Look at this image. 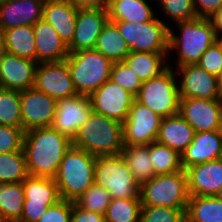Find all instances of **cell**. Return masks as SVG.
<instances>
[{
	"mask_svg": "<svg viewBox=\"0 0 222 222\" xmlns=\"http://www.w3.org/2000/svg\"><path fill=\"white\" fill-rule=\"evenodd\" d=\"M142 206L187 208L189 192L186 171L158 174L140 186Z\"/></svg>",
	"mask_w": 222,
	"mask_h": 222,
	"instance_id": "obj_7",
	"label": "cell"
},
{
	"mask_svg": "<svg viewBox=\"0 0 222 222\" xmlns=\"http://www.w3.org/2000/svg\"><path fill=\"white\" fill-rule=\"evenodd\" d=\"M79 9L86 8H107V0H69Z\"/></svg>",
	"mask_w": 222,
	"mask_h": 222,
	"instance_id": "obj_47",
	"label": "cell"
},
{
	"mask_svg": "<svg viewBox=\"0 0 222 222\" xmlns=\"http://www.w3.org/2000/svg\"><path fill=\"white\" fill-rule=\"evenodd\" d=\"M110 80L124 88L134 97L138 95L143 83L124 61L113 63Z\"/></svg>",
	"mask_w": 222,
	"mask_h": 222,
	"instance_id": "obj_39",
	"label": "cell"
},
{
	"mask_svg": "<svg viewBox=\"0 0 222 222\" xmlns=\"http://www.w3.org/2000/svg\"><path fill=\"white\" fill-rule=\"evenodd\" d=\"M72 140L52 126L25 132L23 151L30 176L54 178Z\"/></svg>",
	"mask_w": 222,
	"mask_h": 222,
	"instance_id": "obj_1",
	"label": "cell"
},
{
	"mask_svg": "<svg viewBox=\"0 0 222 222\" xmlns=\"http://www.w3.org/2000/svg\"><path fill=\"white\" fill-rule=\"evenodd\" d=\"M79 8L69 0L45 1L43 19L58 32L61 40L68 46L74 36Z\"/></svg>",
	"mask_w": 222,
	"mask_h": 222,
	"instance_id": "obj_23",
	"label": "cell"
},
{
	"mask_svg": "<svg viewBox=\"0 0 222 222\" xmlns=\"http://www.w3.org/2000/svg\"><path fill=\"white\" fill-rule=\"evenodd\" d=\"M23 182H0V212L6 222H18L23 214Z\"/></svg>",
	"mask_w": 222,
	"mask_h": 222,
	"instance_id": "obj_32",
	"label": "cell"
},
{
	"mask_svg": "<svg viewBox=\"0 0 222 222\" xmlns=\"http://www.w3.org/2000/svg\"><path fill=\"white\" fill-rule=\"evenodd\" d=\"M218 81H219V89L222 95V72L220 74V76L218 77Z\"/></svg>",
	"mask_w": 222,
	"mask_h": 222,
	"instance_id": "obj_50",
	"label": "cell"
},
{
	"mask_svg": "<svg viewBox=\"0 0 222 222\" xmlns=\"http://www.w3.org/2000/svg\"><path fill=\"white\" fill-rule=\"evenodd\" d=\"M73 210V201L60 200L50 206L37 222H70Z\"/></svg>",
	"mask_w": 222,
	"mask_h": 222,
	"instance_id": "obj_43",
	"label": "cell"
},
{
	"mask_svg": "<svg viewBox=\"0 0 222 222\" xmlns=\"http://www.w3.org/2000/svg\"><path fill=\"white\" fill-rule=\"evenodd\" d=\"M212 24L216 37L222 36V5L221 7L208 18Z\"/></svg>",
	"mask_w": 222,
	"mask_h": 222,
	"instance_id": "obj_48",
	"label": "cell"
},
{
	"mask_svg": "<svg viewBox=\"0 0 222 222\" xmlns=\"http://www.w3.org/2000/svg\"><path fill=\"white\" fill-rule=\"evenodd\" d=\"M4 52V30L0 26V53Z\"/></svg>",
	"mask_w": 222,
	"mask_h": 222,
	"instance_id": "obj_49",
	"label": "cell"
},
{
	"mask_svg": "<svg viewBox=\"0 0 222 222\" xmlns=\"http://www.w3.org/2000/svg\"><path fill=\"white\" fill-rule=\"evenodd\" d=\"M186 208L142 206L140 222H185Z\"/></svg>",
	"mask_w": 222,
	"mask_h": 222,
	"instance_id": "obj_40",
	"label": "cell"
},
{
	"mask_svg": "<svg viewBox=\"0 0 222 222\" xmlns=\"http://www.w3.org/2000/svg\"><path fill=\"white\" fill-rule=\"evenodd\" d=\"M194 136L195 130L178 113L162 118L156 141L182 154Z\"/></svg>",
	"mask_w": 222,
	"mask_h": 222,
	"instance_id": "obj_24",
	"label": "cell"
},
{
	"mask_svg": "<svg viewBox=\"0 0 222 222\" xmlns=\"http://www.w3.org/2000/svg\"><path fill=\"white\" fill-rule=\"evenodd\" d=\"M34 35L38 63L62 62L68 57L67 45L58 32L45 19L34 25Z\"/></svg>",
	"mask_w": 222,
	"mask_h": 222,
	"instance_id": "obj_22",
	"label": "cell"
},
{
	"mask_svg": "<svg viewBox=\"0 0 222 222\" xmlns=\"http://www.w3.org/2000/svg\"><path fill=\"white\" fill-rule=\"evenodd\" d=\"M140 198L111 199L105 211V222H140Z\"/></svg>",
	"mask_w": 222,
	"mask_h": 222,
	"instance_id": "obj_34",
	"label": "cell"
},
{
	"mask_svg": "<svg viewBox=\"0 0 222 222\" xmlns=\"http://www.w3.org/2000/svg\"><path fill=\"white\" fill-rule=\"evenodd\" d=\"M92 111L124 123L135 97L110 79L89 96Z\"/></svg>",
	"mask_w": 222,
	"mask_h": 222,
	"instance_id": "obj_11",
	"label": "cell"
},
{
	"mask_svg": "<svg viewBox=\"0 0 222 222\" xmlns=\"http://www.w3.org/2000/svg\"><path fill=\"white\" fill-rule=\"evenodd\" d=\"M222 5V0H193L197 18H210Z\"/></svg>",
	"mask_w": 222,
	"mask_h": 222,
	"instance_id": "obj_45",
	"label": "cell"
},
{
	"mask_svg": "<svg viewBox=\"0 0 222 222\" xmlns=\"http://www.w3.org/2000/svg\"><path fill=\"white\" fill-rule=\"evenodd\" d=\"M23 189L29 203H45L50 207L62 200L54 178L29 175L23 181Z\"/></svg>",
	"mask_w": 222,
	"mask_h": 222,
	"instance_id": "obj_30",
	"label": "cell"
},
{
	"mask_svg": "<svg viewBox=\"0 0 222 222\" xmlns=\"http://www.w3.org/2000/svg\"><path fill=\"white\" fill-rule=\"evenodd\" d=\"M96 156L72 146L63 156L54 180L63 200L74 201L94 184Z\"/></svg>",
	"mask_w": 222,
	"mask_h": 222,
	"instance_id": "obj_4",
	"label": "cell"
},
{
	"mask_svg": "<svg viewBox=\"0 0 222 222\" xmlns=\"http://www.w3.org/2000/svg\"><path fill=\"white\" fill-rule=\"evenodd\" d=\"M38 62L20 58L6 51L1 53L0 88L24 91L32 88Z\"/></svg>",
	"mask_w": 222,
	"mask_h": 222,
	"instance_id": "obj_18",
	"label": "cell"
},
{
	"mask_svg": "<svg viewBox=\"0 0 222 222\" xmlns=\"http://www.w3.org/2000/svg\"><path fill=\"white\" fill-rule=\"evenodd\" d=\"M109 21L107 8L79 9L74 36L67 46L68 52L94 49L98 36Z\"/></svg>",
	"mask_w": 222,
	"mask_h": 222,
	"instance_id": "obj_17",
	"label": "cell"
},
{
	"mask_svg": "<svg viewBox=\"0 0 222 222\" xmlns=\"http://www.w3.org/2000/svg\"><path fill=\"white\" fill-rule=\"evenodd\" d=\"M92 112V105L88 96L75 95L58 99L52 127L73 140L80 126L88 120Z\"/></svg>",
	"mask_w": 222,
	"mask_h": 222,
	"instance_id": "obj_16",
	"label": "cell"
},
{
	"mask_svg": "<svg viewBox=\"0 0 222 222\" xmlns=\"http://www.w3.org/2000/svg\"><path fill=\"white\" fill-rule=\"evenodd\" d=\"M169 28V68L197 64L202 54L217 41L214 29L209 19L196 18L190 21L178 22ZM179 32V34L177 33ZM178 34V35H177ZM175 53V58L171 55ZM177 56V57H176ZM175 60H174V59Z\"/></svg>",
	"mask_w": 222,
	"mask_h": 222,
	"instance_id": "obj_2",
	"label": "cell"
},
{
	"mask_svg": "<svg viewBox=\"0 0 222 222\" xmlns=\"http://www.w3.org/2000/svg\"><path fill=\"white\" fill-rule=\"evenodd\" d=\"M215 196L222 202V188Z\"/></svg>",
	"mask_w": 222,
	"mask_h": 222,
	"instance_id": "obj_51",
	"label": "cell"
},
{
	"mask_svg": "<svg viewBox=\"0 0 222 222\" xmlns=\"http://www.w3.org/2000/svg\"><path fill=\"white\" fill-rule=\"evenodd\" d=\"M178 80L180 98L222 99L218 77L198 64L174 68Z\"/></svg>",
	"mask_w": 222,
	"mask_h": 222,
	"instance_id": "obj_13",
	"label": "cell"
},
{
	"mask_svg": "<svg viewBox=\"0 0 222 222\" xmlns=\"http://www.w3.org/2000/svg\"><path fill=\"white\" fill-rule=\"evenodd\" d=\"M94 183L106 189L111 199L140 198V186L121 154L96 156Z\"/></svg>",
	"mask_w": 222,
	"mask_h": 222,
	"instance_id": "obj_6",
	"label": "cell"
},
{
	"mask_svg": "<svg viewBox=\"0 0 222 222\" xmlns=\"http://www.w3.org/2000/svg\"><path fill=\"white\" fill-rule=\"evenodd\" d=\"M161 121L160 115L134 99L123 123V144L148 145L156 141Z\"/></svg>",
	"mask_w": 222,
	"mask_h": 222,
	"instance_id": "obj_10",
	"label": "cell"
},
{
	"mask_svg": "<svg viewBox=\"0 0 222 222\" xmlns=\"http://www.w3.org/2000/svg\"><path fill=\"white\" fill-rule=\"evenodd\" d=\"M0 222H6V221L4 220V218H3L2 214H1V212H0Z\"/></svg>",
	"mask_w": 222,
	"mask_h": 222,
	"instance_id": "obj_54",
	"label": "cell"
},
{
	"mask_svg": "<svg viewBox=\"0 0 222 222\" xmlns=\"http://www.w3.org/2000/svg\"><path fill=\"white\" fill-rule=\"evenodd\" d=\"M4 51L20 58L37 62L33 25L4 30Z\"/></svg>",
	"mask_w": 222,
	"mask_h": 222,
	"instance_id": "obj_27",
	"label": "cell"
},
{
	"mask_svg": "<svg viewBox=\"0 0 222 222\" xmlns=\"http://www.w3.org/2000/svg\"><path fill=\"white\" fill-rule=\"evenodd\" d=\"M185 222H222V202L216 196H190Z\"/></svg>",
	"mask_w": 222,
	"mask_h": 222,
	"instance_id": "obj_31",
	"label": "cell"
},
{
	"mask_svg": "<svg viewBox=\"0 0 222 222\" xmlns=\"http://www.w3.org/2000/svg\"><path fill=\"white\" fill-rule=\"evenodd\" d=\"M70 222H105L103 214L87 211L77 207L73 202V210Z\"/></svg>",
	"mask_w": 222,
	"mask_h": 222,
	"instance_id": "obj_46",
	"label": "cell"
},
{
	"mask_svg": "<svg viewBox=\"0 0 222 222\" xmlns=\"http://www.w3.org/2000/svg\"><path fill=\"white\" fill-rule=\"evenodd\" d=\"M119 29L131 52L169 53V27L158 15L150 21H111Z\"/></svg>",
	"mask_w": 222,
	"mask_h": 222,
	"instance_id": "obj_9",
	"label": "cell"
},
{
	"mask_svg": "<svg viewBox=\"0 0 222 222\" xmlns=\"http://www.w3.org/2000/svg\"><path fill=\"white\" fill-rule=\"evenodd\" d=\"M24 135L22 127L0 125V154L23 150Z\"/></svg>",
	"mask_w": 222,
	"mask_h": 222,
	"instance_id": "obj_41",
	"label": "cell"
},
{
	"mask_svg": "<svg viewBox=\"0 0 222 222\" xmlns=\"http://www.w3.org/2000/svg\"><path fill=\"white\" fill-rule=\"evenodd\" d=\"M175 70L168 68L158 77L142 83L135 99L162 118L179 113L180 94Z\"/></svg>",
	"mask_w": 222,
	"mask_h": 222,
	"instance_id": "obj_8",
	"label": "cell"
},
{
	"mask_svg": "<svg viewBox=\"0 0 222 222\" xmlns=\"http://www.w3.org/2000/svg\"><path fill=\"white\" fill-rule=\"evenodd\" d=\"M217 42L219 43V45H220L221 48H222V36L217 37Z\"/></svg>",
	"mask_w": 222,
	"mask_h": 222,
	"instance_id": "obj_53",
	"label": "cell"
},
{
	"mask_svg": "<svg viewBox=\"0 0 222 222\" xmlns=\"http://www.w3.org/2000/svg\"><path fill=\"white\" fill-rule=\"evenodd\" d=\"M152 3L156 6V0H111L107 6L109 21L142 23L153 20L157 11Z\"/></svg>",
	"mask_w": 222,
	"mask_h": 222,
	"instance_id": "obj_25",
	"label": "cell"
},
{
	"mask_svg": "<svg viewBox=\"0 0 222 222\" xmlns=\"http://www.w3.org/2000/svg\"><path fill=\"white\" fill-rule=\"evenodd\" d=\"M149 155L154 173L171 174L183 171L181 154L168 146L154 141L149 144Z\"/></svg>",
	"mask_w": 222,
	"mask_h": 222,
	"instance_id": "obj_33",
	"label": "cell"
},
{
	"mask_svg": "<svg viewBox=\"0 0 222 222\" xmlns=\"http://www.w3.org/2000/svg\"><path fill=\"white\" fill-rule=\"evenodd\" d=\"M120 154L130 168L135 181L139 186L152 180L156 174L149 155L148 145H128L124 144Z\"/></svg>",
	"mask_w": 222,
	"mask_h": 222,
	"instance_id": "obj_28",
	"label": "cell"
},
{
	"mask_svg": "<svg viewBox=\"0 0 222 222\" xmlns=\"http://www.w3.org/2000/svg\"><path fill=\"white\" fill-rule=\"evenodd\" d=\"M168 54L169 53L133 51L127 55L124 62L144 82L158 77L169 68Z\"/></svg>",
	"mask_w": 222,
	"mask_h": 222,
	"instance_id": "obj_26",
	"label": "cell"
},
{
	"mask_svg": "<svg viewBox=\"0 0 222 222\" xmlns=\"http://www.w3.org/2000/svg\"><path fill=\"white\" fill-rule=\"evenodd\" d=\"M33 87L56 100L78 95L66 61L38 63Z\"/></svg>",
	"mask_w": 222,
	"mask_h": 222,
	"instance_id": "obj_14",
	"label": "cell"
},
{
	"mask_svg": "<svg viewBox=\"0 0 222 222\" xmlns=\"http://www.w3.org/2000/svg\"><path fill=\"white\" fill-rule=\"evenodd\" d=\"M94 50L103 54L113 63L124 61L131 52L118 27L111 21H108L103 27Z\"/></svg>",
	"mask_w": 222,
	"mask_h": 222,
	"instance_id": "obj_29",
	"label": "cell"
},
{
	"mask_svg": "<svg viewBox=\"0 0 222 222\" xmlns=\"http://www.w3.org/2000/svg\"><path fill=\"white\" fill-rule=\"evenodd\" d=\"M28 176L23 150L0 154V182H23Z\"/></svg>",
	"mask_w": 222,
	"mask_h": 222,
	"instance_id": "obj_35",
	"label": "cell"
},
{
	"mask_svg": "<svg viewBox=\"0 0 222 222\" xmlns=\"http://www.w3.org/2000/svg\"><path fill=\"white\" fill-rule=\"evenodd\" d=\"M156 7H160L161 13L165 14L163 19H161L166 25L171 28L173 27L171 23H178L184 21H190L196 19L195 9L193 6V0H156ZM164 17H167L164 21ZM171 19V20H170ZM171 22V23H170Z\"/></svg>",
	"mask_w": 222,
	"mask_h": 222,
	"instance_id": "obj_36",
	"label": "cell"
},
{
	"mask_svg": "<svg viewBox=\"0 0 222 222\" xmlns=\"http://www.w3.org/2000/svg\"><path fill=\"white\" fill-rule=\"evenodd\" d=\"M22 129L51 127L55 118L57 100L34 87L20 92Z\"/></svg>",
	"mask_w": 222,
	"mask_h": 222,
	"instance_id": "obj_12",
	"label": "cell"
},
{
	"mask_svg": "<svg viewBox=\"0 0 222 222\" xmlns=\"http://www.w3.org/2000/svg\"><path fill=\"white\" fill-rule=\"evenodd\" d=\"M65 61L78 95L89 96L110 79L113 62L94 49L69 53Z\"/></svg>",
	"mask_w": 222,
	"mask_h": 222,
	"instance_id": "obj_5",
	"label": "cell"
},
{
	"mask_svg": "<svg viewBox=\"0 0 222 222\" xmlns=\"http://www.w3.org/2000/svg\"><path fill=\"white\" fill-rule=\"evenodd\" d=\"M210 74L219 77L222 72V48L216 41L201 56L197 63Z\"/></svg>",
	"mask_w": 222,
	"mask_h": 222,
	"instance_id": "obj_42",
	"label": "cell"
},
{
	"mask_svg": "<svg viewBox=\"0 0 222 222\" xmlns=\"http://www.w3.org/2000/svg\"><path fill=\"white\" fill-rule=\"evenodd\" d=\"M218 132H219V135L222 139V120H221V124L219 125Z\"/></svg>",
	"mask_w": 222,
	"mask_h": 222,
	"instance_id": "obj_52",
	"label": "cell"
},
{
	"mask_svg": "<svg viewBox=\"0 0 222 222\" xmlns=\"http://www.w3.org/2000/svg\"><path fill=\"white\" fill-rule=\"evenodd\" d=\"M179 114L195 132L216 131L222 120V99L180 98Z\"/></svg>",
	"mask_w": 222,
	"mask_h": 222,
	"instance_id": "obj_15",
	"label": "cell"
},
{
	"mask_svg": "<svg viewBox=\"0 0 222 222\" xmlns=\"http://www.w3.org/2000/svg\"><path fill=\"white\" fill-rule=\"evenodd\" d=\"M72 146L94 156L120 154L124 146L123 124L92 112L80 126Z\"/></svg>",
	"mask_w": 222,
	"mask_h": 222,
	"instance_id": "obj_3",
	"label": "cell"
},
{
	"mask_svg": "<svg viewBox=\"0 0 222 222\" xmlns=\"http://www.w3.org/2000/svg\"><path fill=\"white\" fill-rule=\"evenodd\" d=\"M189 196H215L222 188V160L217 159L187 168Z\"/></svg>",
	"mask_w": 222,
	"mask_h": 222,
	"instance_id": "obj_19",
	"label": "cell"
},
{
	"mask_svg": "<svg viewBox=\"0 0 222 222\" xmlns=\"http://www.w3.org/2000/svg\"><path fill=\"white\" fill-rule=\"evenodd\" d=\"M222 155V139L218 130L195 132L192 143L181 154L184 170L187 168L220 159Z\"/></svg>",
	"mask_w": 222,
	"mask_h": 222,
	"instance_id": "obj_21",
	"label": "cell"
},
{
	"mask_svg": "<svg viewBox=\"0 0 222 222\" xmlns=\"http://www.w3.org/2000/svg\"><path fill=\"white\" fill-rule=\"evenodd\" d=\"M110 200L109 191L94 183L73 202L77 207L104 215Z\"/></svg>",
	"mask_w": 222,
	"mask_h": 222,
	"instance_id": "obj_38",
	"label": "cell"
},
{
	"mask_svg": "<svg viewBox=\"0 0 222 222\" xmlns=\"http://www.w3.org/2000/svg\"><path fill=\"white\" fill-rule=\"evenodd\" d=\"M48 208L45 203H29V200H24L23 214L18 222H37Z\"/></svg>",
	"mask_w": 222,
	"mask_h": 222,
	"instance_id": "obj_44",
	"label": "cell"
},
{
	"mask_svg": "<svg viewBox=\"0 0 222 222\" xmlns=\"http://www.w3.org/2000/svg\"><path fill=\"white\" fill-rule=\"evenodd\" d=\"M44 0L0 1V26L3 30L34 25L43 18Z\"/></svg>",
	"mask_w": 222,
	"mask_h": 222,
	"instance_id": "obj_20",
	"label": "cell"
},
{
	"mask_svg": "<svg viewBox=\"0 0 222 222\" xmlns=\"http://www.w3.org/2000/svg\"><path fill=\"white\" fill-rule=\"evenodd\" d=\"M0 125L22 127L20 91L0 88Z\"/></svg>",
	"mask_w": 222,
	"mask_h": 222,
	"instance_id": "obj_37",
	"label": "cell"
}]
</instances>
